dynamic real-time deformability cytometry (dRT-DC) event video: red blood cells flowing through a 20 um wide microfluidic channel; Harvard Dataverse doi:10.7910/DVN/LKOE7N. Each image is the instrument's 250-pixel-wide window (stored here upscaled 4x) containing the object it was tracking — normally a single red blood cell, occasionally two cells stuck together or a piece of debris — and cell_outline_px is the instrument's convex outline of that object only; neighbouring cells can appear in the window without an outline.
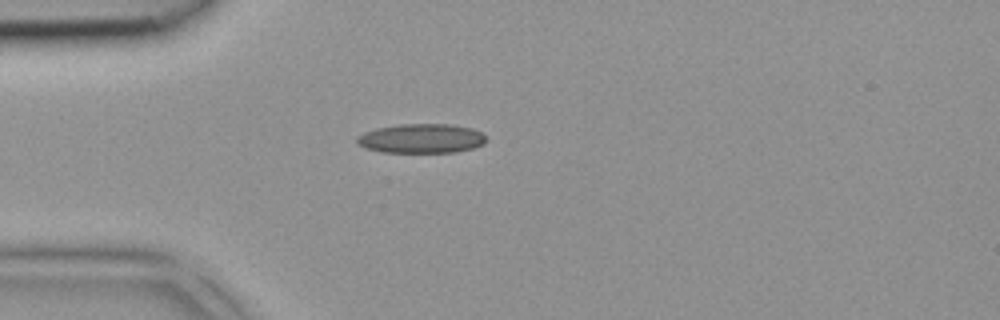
{"species": "common noctule bat (a hibernating species)", "species_latin": "Nyctalus noctula", "temperature_condition": "room temperature", "stored_images_in_passage": 3, "camera_frame_rate_fps": 3000, "um_per_image_px": 0.085, "animal": {"sex": "female", "body_mass_g": 18.4}, "frame": {"image": 1, "passage_image": 3, "time_ms": 0.667, "image_size_px": [1000, 320], "cell_outline_px": [[488, 140], [484, 144], [472, 148], [456, 152], [380, 152], [356, 144], [356, 136], [364, 132], [376, 128], [400, 124], [452, 124], [472, 128], [480, 132]], "centroid_in_image_um": [35.81, 11.76], "position_along_channel_um": 49.2, "area_um2": 22.2}}